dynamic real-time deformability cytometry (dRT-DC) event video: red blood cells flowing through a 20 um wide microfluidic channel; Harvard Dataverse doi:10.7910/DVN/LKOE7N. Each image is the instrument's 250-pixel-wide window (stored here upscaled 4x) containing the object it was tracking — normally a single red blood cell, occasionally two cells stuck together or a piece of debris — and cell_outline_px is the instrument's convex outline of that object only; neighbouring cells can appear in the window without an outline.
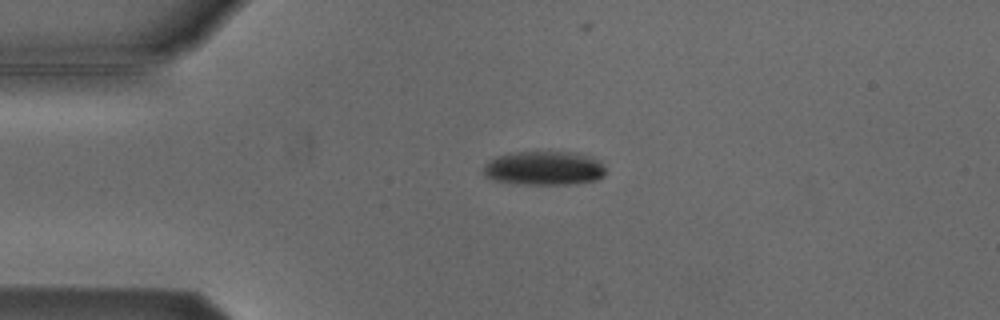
{"species": "Egyptian fruit bat (a non-hibernating species)", "species_latin": "Rousettus aegyptiacus", "temperature_condition": "cold", "stored_images_in_passage": 3, "camera_frame_rate_fps": 3000, "um_per_image_px": 0.085, "animal": {"sex": "male"}, "frame": {"image": 1, "passage_image": 1, "time_ms": 0.0, "image_size_px": [1000, 320], "cell_outline_px": [[604, 176], [596, 180], [576, 184], [512, 184], [496, 180], [484, 176], [484, 164], [488, 160], [496, 156], [516, 152], [576, 152], [600, 160], [604, 168]], "centroid_in_image_um": [46.24, 14.3], "position_along_channel_um": 38.8, "area_um2": 24.39}}